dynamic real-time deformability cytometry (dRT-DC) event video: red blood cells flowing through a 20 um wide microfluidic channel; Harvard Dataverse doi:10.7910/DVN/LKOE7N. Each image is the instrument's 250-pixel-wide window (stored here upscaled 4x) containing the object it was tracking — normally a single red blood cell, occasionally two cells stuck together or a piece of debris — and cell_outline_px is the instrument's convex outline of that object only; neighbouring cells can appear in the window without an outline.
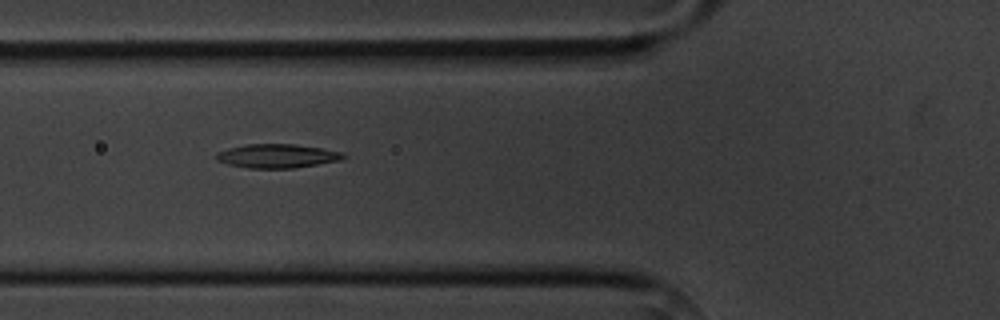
{"species": "common noctule bat (a hibernating species)", "species_latin": "Nyctalus noctula", "temperature_condition": "cold", "stored_images_in_passage": 9, "camera_frame_rate_fps": 3000, "um_per_image_px": 0.085, "animal": {"sex": "male", "body_mass_g": 20.1, "forearm_length_mm": 53.5}, "frame": {"image": 1, "passage_image": 4, "time_ms": 3.333, "image_size_px": [1000, 320], "cell_outline_px": [[348, 156], [340, 160], [296, 168], [248, 168], [228, 164], [216, 160], [216, 152], [228, 148], [244, 144], [296, 144], [344, 152]], "centroid_in_image_um": [23.56, 13.25], "position_along_channel_um": 102.2, "area_um2": 17.8}}
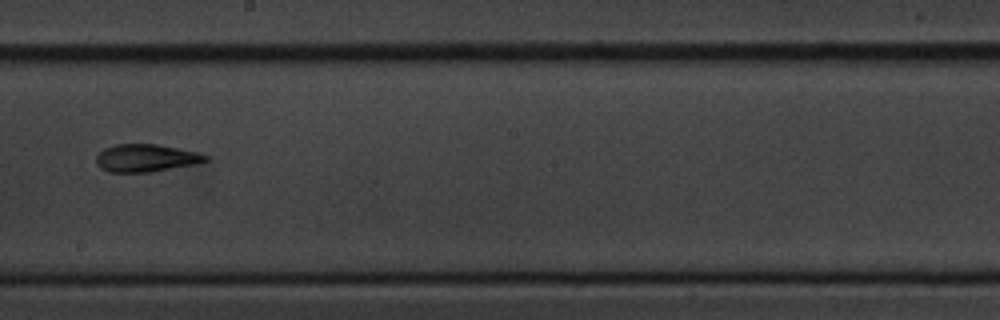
{"frame": {"image": 2, "passage_image": 7, "time_ms": 7.0, "image_size_px": [1000, 320], "cell_outline_px": [[208, 160], [196, 164], [152, 172], [108, 172], [100, 168], [96, 164], [96, 156], [104, 148], [116, 144], [156, 144], [200, 152], [208, 156]], "centroid_in_image_um": [12.41, 13.43], "position_along_channel_um": 235.8, "area_um2": 17.74}}
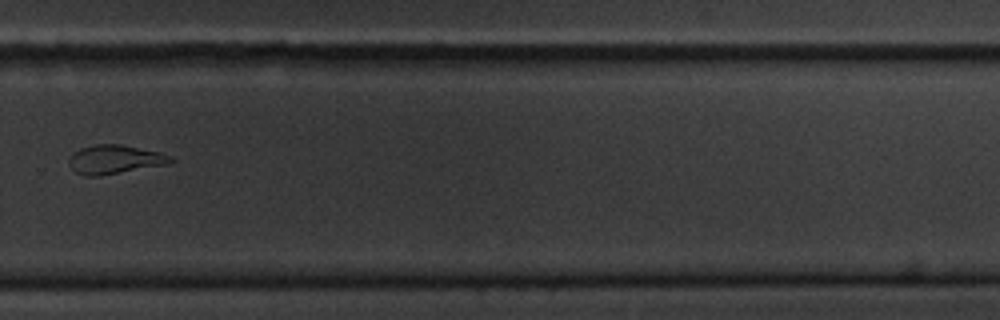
{"frame": {"image": 3, "passage_image": 9, "time_ms": 9.333, "image_size_px": [1000, 320], "cell_outline_px": [[176, 160], [168, 164], [96, 176], [84, 176], [76, 172], [72, 168], [68, 160], [68, 156], [72, 152], [80, 148], [96, 144], [120, 144], [160, 152], [172, 156]], "centroid_in_image_um": [9.74, 13.54], "position_along_channel_um": 320.1, "area_um2": 17.11}}